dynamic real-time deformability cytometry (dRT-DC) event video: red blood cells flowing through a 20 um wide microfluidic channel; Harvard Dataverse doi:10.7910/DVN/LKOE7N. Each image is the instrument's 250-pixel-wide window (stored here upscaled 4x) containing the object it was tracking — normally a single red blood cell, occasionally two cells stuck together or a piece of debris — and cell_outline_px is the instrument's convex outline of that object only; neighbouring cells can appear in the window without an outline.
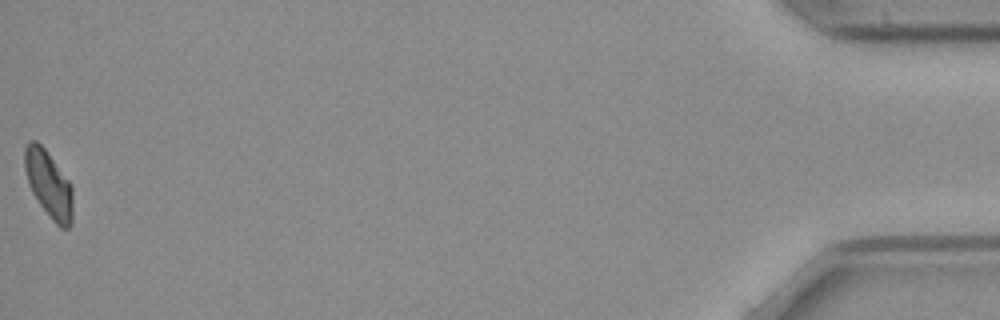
{"species": "common noctule bat (a hibernating species)", "species_latin": "Nyctalus noctula", "temperature_condition": "cold", "stored_images_in_passage": 42, "camera_frame_rate_fps": 3000, "um_per_image_px": 0.085, "animal": {"sex": "female", "body_mass_g": 21.9}, "frame": {"image": 1, "passage_image": 42, "time_ms": 13.667, "image_size_px": [1000, 320], "cell_outline_px": [[72, 224], [68, 228], [60, 228], [52, 220], [40, 204], [32, 192], [28, 184], [24, 168], [24, 148], [28, 140], [36, 140], [44, 148], [68, 180], [72, 188]], "centroid_in_image_um": [4.12, 15.65], "position_along_channel_um": 431.1, "area_um2": 18.67}, "authors_computed_cell_mechanics": {"area_um2": 19.7965, "velocity_mm_per_s": 3.8869, "shape_relaxation_time_tau1_ms": 8.81, "shape_relaxation_time_tau2_ms": null, "deformation_change_tau1": 0.1363, "deformation_change_tau2": null}}